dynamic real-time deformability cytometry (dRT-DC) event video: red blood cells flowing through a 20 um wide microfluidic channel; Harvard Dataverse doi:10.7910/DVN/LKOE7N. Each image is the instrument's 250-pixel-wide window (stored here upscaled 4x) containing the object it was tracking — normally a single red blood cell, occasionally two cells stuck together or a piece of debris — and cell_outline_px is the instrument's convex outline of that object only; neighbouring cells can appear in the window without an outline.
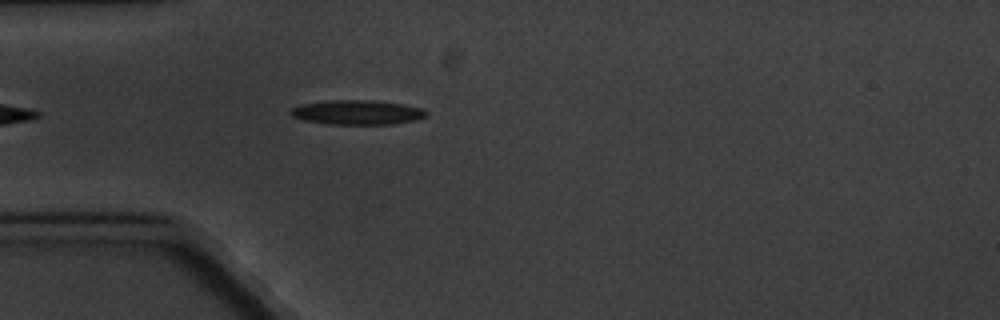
{"species": "common noctule bat (a hibernating species)", "species_latin": "Nyctalus noctula", "temperature_condition": "cold", "stored_images_in_passage": 5, "camera_frame_rate_fps": 3000, "um_per_image_px": 0.085, "animal": {"sex": "male", "body_mass_g": 20.1, "forearm_length_mm": 53.5}, "frame": {"image": 1, "passage_image": 5, "time_ms": 5.333, "image_size_px": [1000, 320], "cell_outline_px": [[428, 116], [416, 120], [392, 124], [328, 124], [304, 120], [292, 116], [288, 112], [292, 108], [300, 104], [332, 100], [368, 100], [404, 104], [424, 108], [428, 112]], "centroid_in_image_um": [30.4, 9.55], "position_along_channel_um": 54.6, "area_um2": 19.48}}